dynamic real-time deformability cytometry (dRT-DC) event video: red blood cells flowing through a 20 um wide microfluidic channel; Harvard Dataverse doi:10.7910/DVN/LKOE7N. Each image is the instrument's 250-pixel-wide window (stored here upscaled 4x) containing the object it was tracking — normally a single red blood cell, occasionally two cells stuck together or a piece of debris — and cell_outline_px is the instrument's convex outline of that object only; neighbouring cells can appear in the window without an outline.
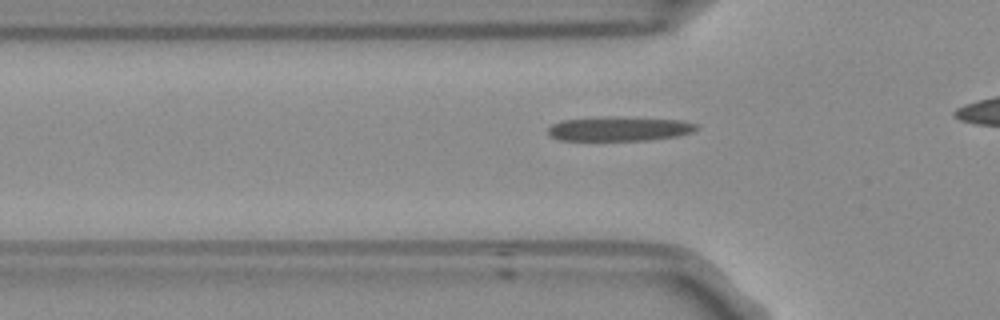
{"species": "Egyptian fruit bat (a non-hibernating species)", "species_latin": "Rousettus aegyptiacus", "temperature_condition": "room temperature", "stored_images_in_passage": 35, "camera_frame_rate_fps": 3000, "um_per_image_px": 0.085, "frame": {"image": 1, "passage_image": 9, "time_ms": 2.667, "image_size_px": [1000, 320], "cell_outline_px": [[700, 128], [692, 132], [676, 136], [648, 140], [560, 140], [552, 136], [548, 132], [548, 128], [552, 124], [560, 120], [604, 116], [620, 116], [684, 120], [696, 124]], "centroid_in_image_um": [52.66, 10.92], "position_along_channel_um": 73.1, "area_um2": 21.39}}
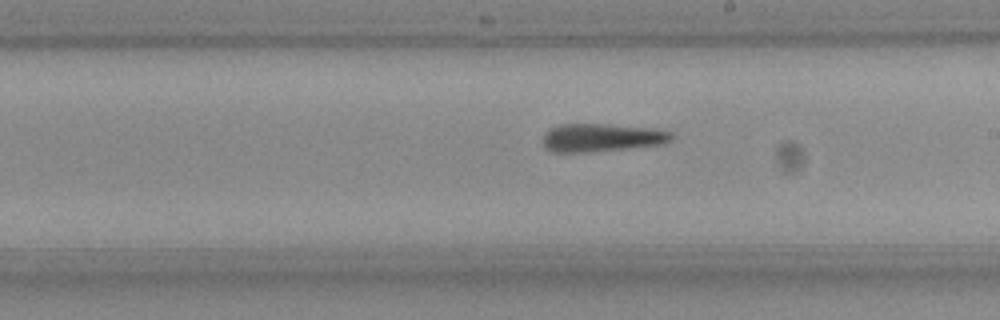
{"frame": {"image": 2, "passage_image": 22, "time_ms": 7.0, "image_size_px": [1000, 320], "cell_outline_px": [[676, 136], [672, 140], [660, 144], [624, 148], [584, 152], [552, 152], [544, 148], [544, 132], [548, 128], [560, 124], [608, 124], [656, 128], [672, 132]], "centroid_in_image_um": [51.14, 11.68], "position_along_channel_um": 237.9, "area_um2": 21.15}}
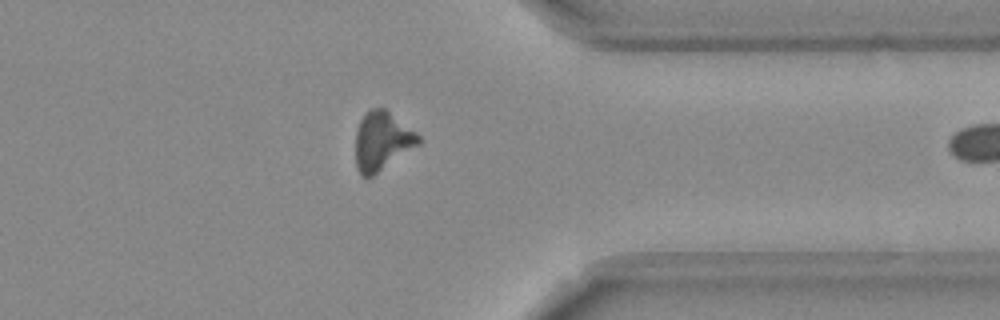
{"frame": {"image": 3, "passage_image": 34, "time_ms": 11.0, "image_size_px": [1000, 320], "cell_outline_px": [[424, 140], [420, 144], [368, 180], [360, 176], [356, 168], [356, 132], [360, 120], [364, 112], [372, 108], [384, 108], [416, 132]], "centroid_in_image_um": [32.47, 12.03], "position_along_channel_um": 378.9, "area_um2": 21.91}}